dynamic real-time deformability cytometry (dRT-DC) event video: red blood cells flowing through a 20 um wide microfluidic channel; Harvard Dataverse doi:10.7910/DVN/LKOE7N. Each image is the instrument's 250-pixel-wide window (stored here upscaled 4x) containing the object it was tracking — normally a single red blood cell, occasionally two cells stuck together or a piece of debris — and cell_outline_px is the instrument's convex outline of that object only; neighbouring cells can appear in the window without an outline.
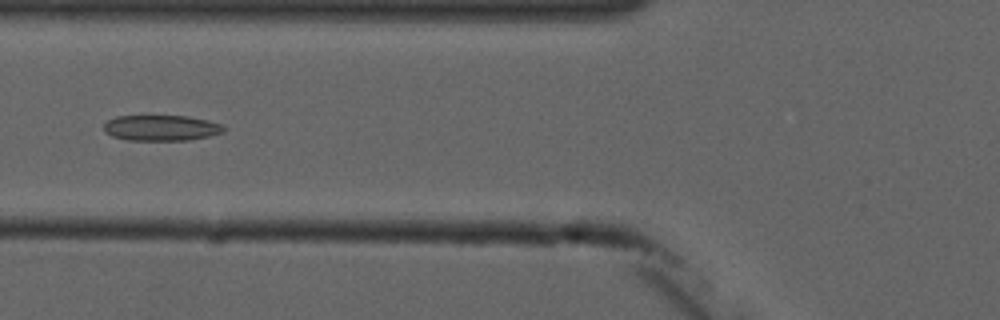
{"species": "common noctule bat (a hibernating species)", "species_latin": "Nyctalus noctula", "temperature_condition": "cold", "stored_images_in_passage": 6, "camera_frame_rate_fps": 3000, "um_per_image_px": 0.085, "animal": {"sex": "male", "forearm_length_mm": 52.5}, "frame": {"image": 1, "passage_image": 6, "time_ms": 5.667, "image_size_px": [1000, 320], "cell_outline_px": [[228, 128], [224, 132], [208, 136], [188, 140], [128, 140], [112, 136], [104, 132], [104, 124], [108, 120], [116, 116], [188, 116], [208, 120], [224, 124]], "centroid_in_image_um": [13.75, 10.87], "position_along_channel_um": 112.1, "area_um2": 18.09}}